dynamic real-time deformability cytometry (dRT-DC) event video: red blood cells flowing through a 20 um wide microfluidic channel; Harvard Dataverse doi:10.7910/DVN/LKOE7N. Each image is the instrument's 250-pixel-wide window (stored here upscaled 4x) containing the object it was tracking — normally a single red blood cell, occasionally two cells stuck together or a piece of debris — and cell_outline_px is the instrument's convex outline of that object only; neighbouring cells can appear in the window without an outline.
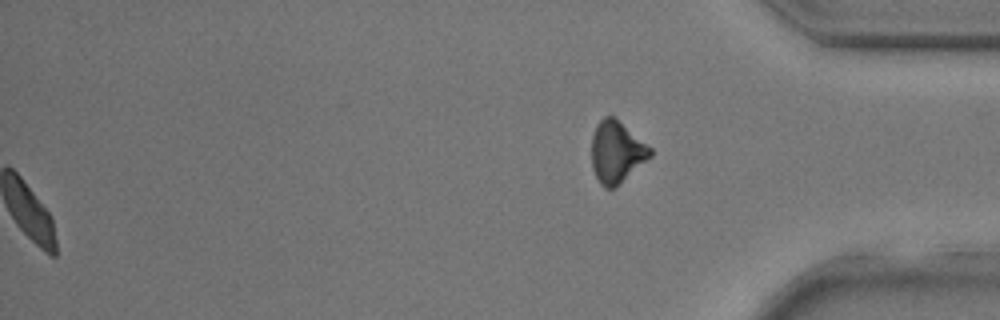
{"species": "common noctule bat (a hibernating species)", "species_latin": "Nyctalus noctula", "temperature_condition": "room temperature", "stored_images_in_passage": 29, "segment_of_instrument_passage": [2, 2], "camera_frame_rate_fps": 3000, "um_per_image_px": 0.085, "animal": {"sex": "male", "body_mass_g": 17.9, "forearm_length_mm": 54.2}, "frame": {"image": 1, "passage_image": 29, "time_ms": 9.333, "image_size_px": [1000, 320], "cell_outline_px": [[652, 156], [616, 188], [604, 188], [600, 184], [592, 168], [592, 136], [596, 124], [604, 116], [612, 116], [652, 148]], "centroid_in_image_um": [52.4, 12.96], "position_along_channel_um": 382.8, "area_um2": 21.04}}